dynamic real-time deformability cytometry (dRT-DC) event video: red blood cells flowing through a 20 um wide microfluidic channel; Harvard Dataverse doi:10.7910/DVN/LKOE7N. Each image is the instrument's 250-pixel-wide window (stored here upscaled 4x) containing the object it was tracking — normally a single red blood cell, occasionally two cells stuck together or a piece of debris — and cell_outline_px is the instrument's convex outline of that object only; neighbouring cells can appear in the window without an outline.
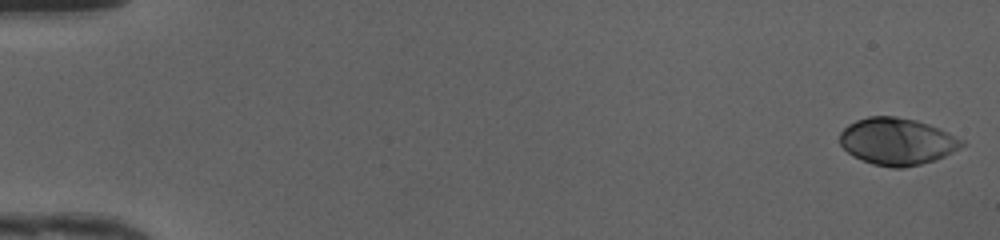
{"species": "human", "species_latin": "Homo sapiens", "temperature_condition": "cold", "stored_images_in_passage": 49, "camera_frame_rate_fps": 3000, "um_per_image_px": 0.085, "donor": {"sex": "female"}, "frame": {"image": 1, "passage_image": 1, "time_ms": 0.0, "image_size_px": [1000, 240], "cell_outline_px": [[964, 144], [960, 148], [936, 160], [920, 164], [900, 168], [892, 168], [872, 164], [852, 156], [840, 144], [840, 132], [848, 124], [856, 120], [868, 116], [896, 116], [916, 120], [928, 124], [948, 132], [964, 140]], "centroid_in_image_um": [76.24, 12.02], "position_along_channel_um": 8.8, "area_um2": 33.47}}
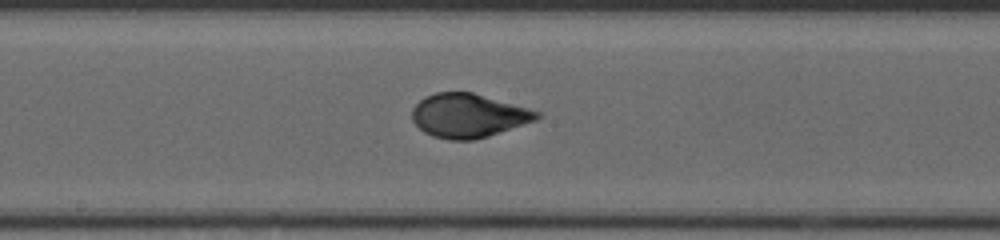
{"frame": {"image": 2, "passage_image": 27, "time_ms": 8.667, "image_size_px": [1000, 240], "cell_outline_px": [[544, 116], [536, 120], [488, 136], [472, 140], [448, 140], [432, 136], [424, 132], [412, 120], [412, 108], [424, 96], [436, 92], [472, 92], [528, 108], [540, 112]], "centroid_in_image_um": [39.8, 9.82], "position_along_channel_um": 208.4, "area_um2": 31.85}}
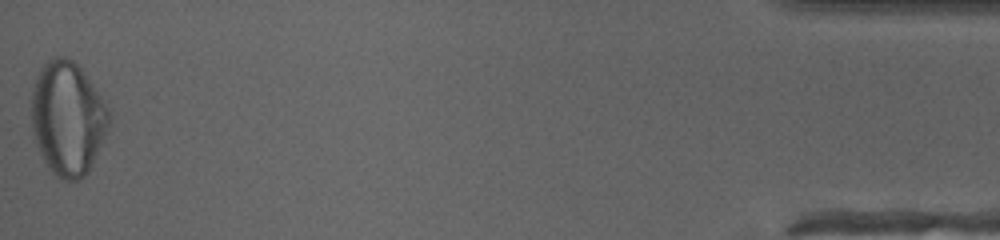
{"frame": {"image": 3, "passage_image": 49, "time_ms": 16.0, "image_size_px": [1000, 240], "cell_outline_px": [[112, 120], [88, 172], [84, 176], [76, 180], [60, 180], [52, 172], [44, 160], [36, 144], [32, 128], [32, 88], [36, 76], [40, 68], [48, 60], [56, 56], [64, 56], [72, 60], [84, 72], [108, 108], [112, 116]], "centroid_in_image_um": [5.75, 10.05], "position_along_channel_um": 429.5, "area_um2": 51.27}, "authors_computed_cell_mechanics": {"area_um2": 32.1946, "velocity_mm_per_s": 4.2027, "shape_relaxation_time_tau1_ms": 3.8341, "shape_relaxation_time_tau2_ms": null, "deformation_change_tau1": 0.1996, "deformation_change_tau2": null}}